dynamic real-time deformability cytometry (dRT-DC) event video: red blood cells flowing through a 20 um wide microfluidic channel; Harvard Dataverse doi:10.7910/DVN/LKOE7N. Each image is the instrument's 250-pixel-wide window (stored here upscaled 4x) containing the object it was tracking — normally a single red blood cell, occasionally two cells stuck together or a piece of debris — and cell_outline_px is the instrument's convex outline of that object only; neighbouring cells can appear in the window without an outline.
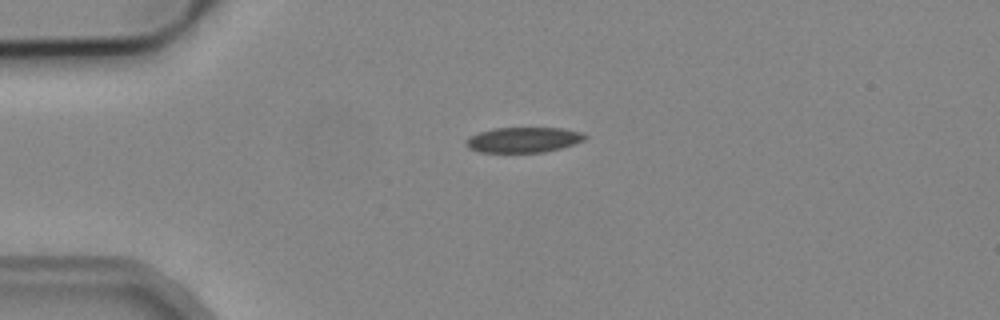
{"species": "common noctule bat (a hibernating species)", "species_latin": "Nyctalus noctula", "temperature_condition": "cold", "stored_images_in_passage": 3, "camera_frame_rate_fps": 3000, "um_per_image_px": 0.085, "animal": {"sex": "male", "body_mass_g": 19.2, "forearm_length_mm": 51.8}, "frame": {"image": 1, "passage_image": 1, "time_ms": 0.0, "image_size_px": [1000, 320], "cell_outline_px": [[588, 136], [584, 140], [560, 148], [544, 152], [480, 152], [468, 148], [464, 144], [464, 140], [468, 136], [492, 128], [564, 128], [584, 132]], "centroid_in_image_um": [44.47, 11.87], "position_along_channel_um": 40.5, "area_um2": 17.69}}